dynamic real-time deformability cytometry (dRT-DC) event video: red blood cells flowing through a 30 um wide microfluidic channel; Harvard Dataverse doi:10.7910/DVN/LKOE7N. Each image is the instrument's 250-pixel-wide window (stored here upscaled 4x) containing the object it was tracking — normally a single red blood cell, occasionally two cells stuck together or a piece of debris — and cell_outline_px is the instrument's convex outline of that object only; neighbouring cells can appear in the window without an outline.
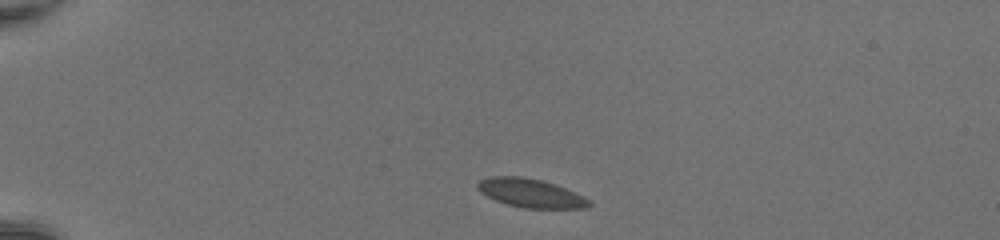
{"species": "common noctule bat (a hibernating species)", "species_latin": "Nyctalus noctula", "temperature_condition": "room temperature", "stored_images_in_passage": 39, "camera_frame_rate_fps": 3000, "um_per_image_px": 0.085, "animal": {"sex": "female", "body_mass_g": 20.0, "forearm_length_mm": 54.0}, "frame": {"image": 1, "passage_image": 1, "time_ms": 0.0, "image_size_px": [1000, 240], "cell_outline_px": [[592, 204], [580, 208], [528, 208], [508, 204], [496, 200], [488, 196], [476, 184], [480, 180], [496, 176], [520, 176], [540, 180], [564, 188], [588, 200]], "centroid_in_image_um": [45.08, 16.41], "position_along_channel_um": 39.9, "area_um2": 17.74}}
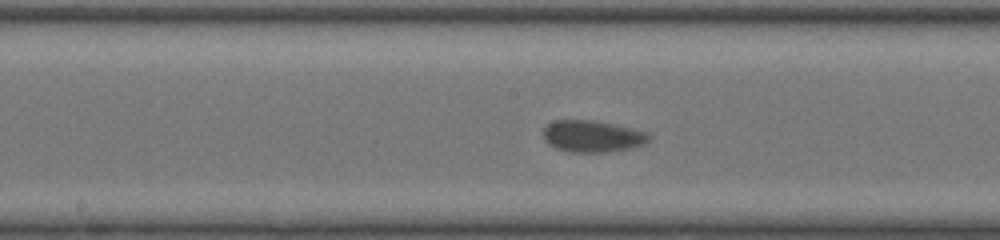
{"frame": {"image": 2, "passage_image": 17, "time_ms": 5.333, "image_size_px": [1000, 240], "cell_outline_px": [[648, 140], [640, 144], [624, 148], [596, 152], [576, 152], [556, 148], [544, 136], [544, 128], [548, 124], [556, 120], [584, 120], [608, 124], [644, 132], [648, 136]], "centroid_in_image_um": [50.25, 11.57], "position_along_channel_um": 197.9, "area_um2": 18.09}}
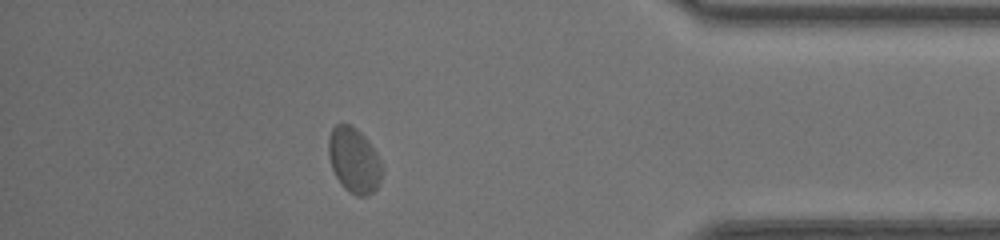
{"frame": {"image": 3, "passage_image": 34, "time_ms": 11.0, "image_size_px": [1000, 240], "cell_outline_px": [[380, 180], [376, 188], [372, 192], [364, 196], [356, 196], [344, 188], [336, 176], [332, 168], [328, 156], [328, 140], [332, 128], [336, 124], [348, 124], [356, 128], [364, 136], [376, 152], [380, 160]], "centroid_in_image_um": [30.05, 13.61], "position_along_channel_um": 405.1, "area_um2": 20.0}, "authors_computed_cell_mechanics": {"area_um2": 18.3804, "velocity_mm_per_s": 4.1461, "shape_relaxation_time_tau1_ms": 1.8301, "shape_relaxation_time_tau2_ms": null, "deformation_change_tau1": 0.0507, "deformation_change_tau2": null}}